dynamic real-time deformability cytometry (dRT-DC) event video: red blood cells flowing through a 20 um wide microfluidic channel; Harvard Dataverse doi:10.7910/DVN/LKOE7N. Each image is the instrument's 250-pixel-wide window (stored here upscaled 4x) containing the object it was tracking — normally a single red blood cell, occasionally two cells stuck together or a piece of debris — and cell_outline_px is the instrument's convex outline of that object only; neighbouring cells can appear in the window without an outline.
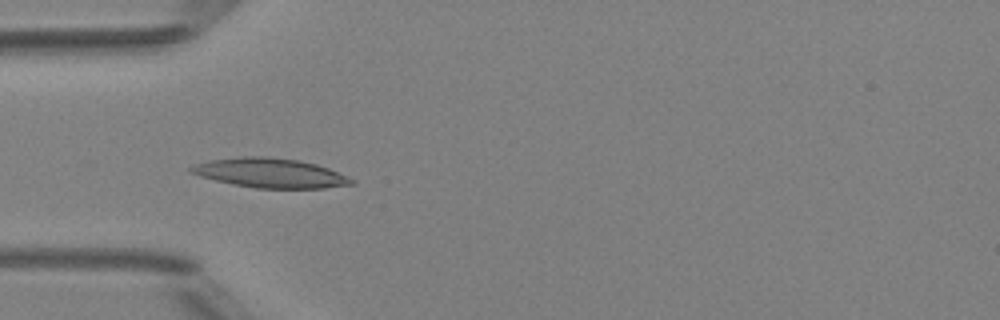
{"species": "Egyptian fruit bat (a non-hibernating species)", "species_latin": "Rousettus aegyptiacus", "temperature_condition": "room temperature", "stored_images_in_passage": 5, "camera_frame_rate_fps": 3000, "um_per_image_px": 0.085, "animal": {"sex": "female"}, "frame": {"image": 1, "passage_image": 4, "time_ms": 4.0, "image_size_px": [1000, 320], "cell_outline_px": [[356, 184], [324, 188], [256, 188], [232, 184], [200, 176], [188, 172], [188, 168], [196, 164], [208, 160], [240, 156], [268, 156], [300, 160], [316, 164], [328, 168], [356, 180]], "centroid_in_image_um": [22.97, 14.7], "position_along_channel_um": 62.0, "area_um2": 27.74}}
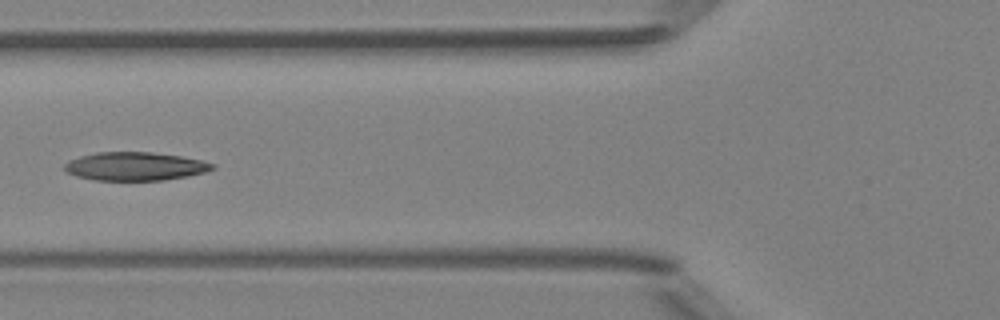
{"frame": {"image": 2, "passage_image": 5, "time_ms": 5.333, "image_size_px": [1000, 320], "cell_outline_px": [[216, 168], [204, 172], [188, 176], [164, 180], [96, 180], [76, 176], [68, 172], [64, 168], [64, 164], [68, 160], [80, 156], [96, 152], [152, 152], [180, 156], [200, 160], [216, 164]], "centroid_in_image_um": [11.48, 14.13], "position_along_channel_um": 114.3, "area_um2": 24.45}}